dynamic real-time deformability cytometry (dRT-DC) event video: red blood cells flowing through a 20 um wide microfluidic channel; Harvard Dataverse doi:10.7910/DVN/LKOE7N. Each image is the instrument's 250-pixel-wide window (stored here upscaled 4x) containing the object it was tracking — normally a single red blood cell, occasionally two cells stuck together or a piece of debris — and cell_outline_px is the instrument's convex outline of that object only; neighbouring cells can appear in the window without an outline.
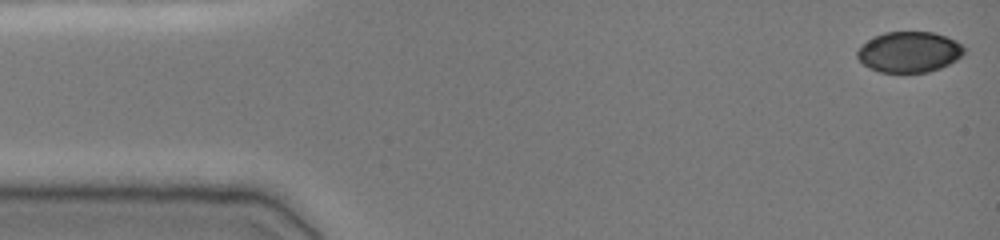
{"species": "common noctule bat (a hibernating species)", "species_latin": "Nyctalus noctula", "temperature_condition": "cold", "stored_images_in_passage": 48, "camera_frame_rate_fps": 3000, "um_per_image_px": 0.085, "animal": {"sex": "female", "body_mass_g": 19.0, "forearm_length_mm": 51.5}, "frame": {"image": 1, "passage_image": 1, "time_ms": 0.0, "image_size_px": [1000, 240], "cell_outline_px": [[968, 48], [964, 56], [940, 68], [928, 72], [880, 72], [868, 68], [856, 56], [856, 52], [868, 40], [884, 32], [932, 32], [956, 40]], "centroid_in_image_um": [77.33, 4.42], "position_along_channel_um": 7.7, "area_um2": 25.43}}
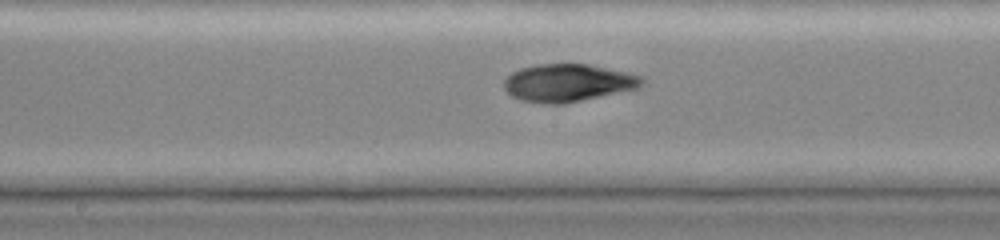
{"frame": {"image": 2, "passage_image": 25, "time_ms": 8.0, "image_size_px": [1000, 240], "cell_outline_px": [[644, 84], [636, 88], [564, 104], [548, 104], [520, 100], [512, 96], [504, 88], [504, 80], [512, 72], [520, 68], [536, 64], [588, 64], [624, 72], [640, 76], [644, 80]], "centroid_in_image_um": [48.22, 7.04], "position_along_channel_um": 200.0, "area_um2": 29.94}}
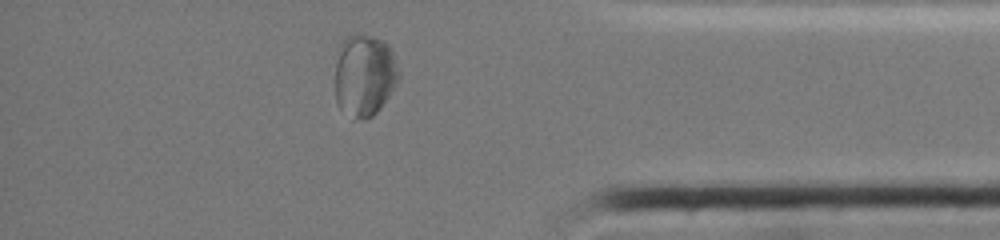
{"frame": {"image": 3, "passage_image": 42, "time_ms": 13.667, "image_size_px": [1000, 240], "cell_outline_px": [[400, 80], [380, 108], [372, 116], [364, 120], [352, 120], [336, 104], [336, 48], [352, 32], [356, 32], [372, 36], [384, 40], [388, 44], [392, 52], [400, 72]], "centroid_in_image_um": [30.97, 6.39], "position_along_channel_um": 404.2, "area_um2": 31.27}, "authors_computed_cell_mechanics": {"area_um2": 29.6803, "velocity_mm_per_s": 3.8317, "shape_relaxation_time_tau1_ms": null, "shape_relaxation_time_tau2_ms": 1.7947, "deformation_change_tau1": null, "deformation_change_tau2": 0.0594}}